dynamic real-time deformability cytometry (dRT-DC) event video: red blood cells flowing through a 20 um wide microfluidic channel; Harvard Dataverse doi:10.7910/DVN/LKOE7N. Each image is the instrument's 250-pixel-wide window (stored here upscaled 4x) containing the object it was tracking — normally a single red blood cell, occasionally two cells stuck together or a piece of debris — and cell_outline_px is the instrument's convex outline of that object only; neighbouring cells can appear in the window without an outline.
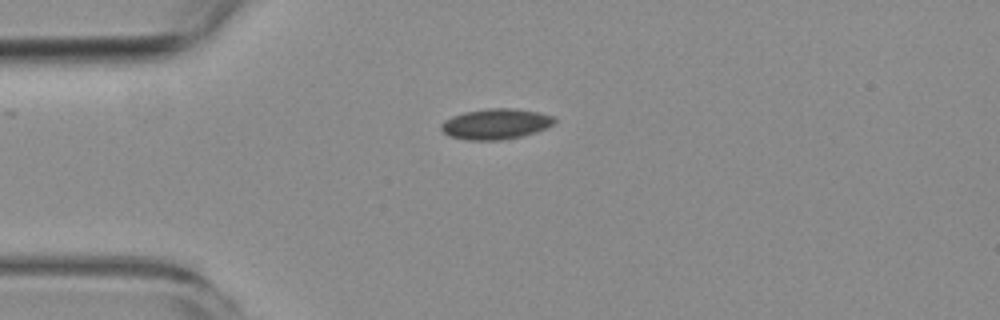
{"species": "common noctule bat (a hibernating species)", "species_latin": "Nyctalus noctula", "temperature_condition": "room temperature", "stored_images_in_passage": 6, "camera_frame_rate_fps": 3000, "um_per_image_px": 0.085, "animal": {"sex": "female", "body_mass_g": 19.3, "forearm_length_mm": 54.1}, "frame": {"image": 1, "passage_image": 1, "time_ms": 0.0, "image_size_px": [1000, 320], "cell_outline_px": [[556, 120], [552, 124], [536, 132], [520, 136], [500, 140], [468, 140], [448, 136], [440, 128], [440, 124], [444, 120], [452, 116], [464, 112], [488, 108], [512, 108], [540, 112], [556, 116]], "centroid_in_image_um": [42.12, 10.53], "position_along_channel_um": 42.9, "area_um2": 20.23}}
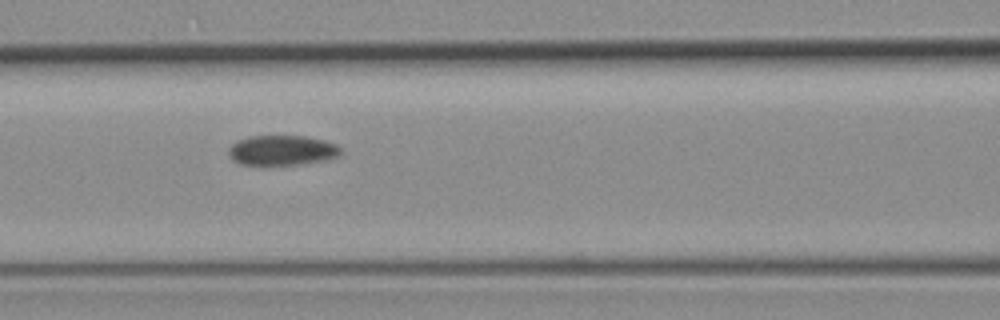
{"frame": {"image": 2, "passage_image": 4, "time_ms": 3.333, "image_size_px": [1000, 320], "cell_outline_px": [[340, 156], [328, 160], [300, 164], [240, 164], [232, 160], [228, 152], [228, 148], [232, 144], [248, 136], [304, 136], [324, 140], [336, 144], [340, 148]], "centroid_in_image_um": [23.99, 12.77], "position_along_channel_um": 142.6, "area_um2": 19.54}}
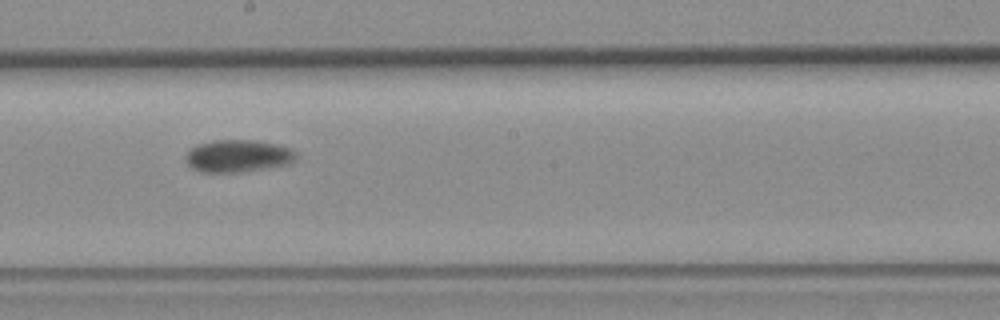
{"frame": {"image": 3, "passage_image": 6, "time_ms": 5.667, "image_size_px": [1000, 320], "cell_outline_px": [[296, 160], [288, 164], [240, 172], [200, 172], [192, 168], [184, 160], [184, 156], [196, 144], [216, 140], [256, 140], [276, 144], [292, 148], [296, 152]], "centroid_in_image_um": [20.22, 13.25], "position_along_channel_um": 228.0, "area_um2": 20.92}}